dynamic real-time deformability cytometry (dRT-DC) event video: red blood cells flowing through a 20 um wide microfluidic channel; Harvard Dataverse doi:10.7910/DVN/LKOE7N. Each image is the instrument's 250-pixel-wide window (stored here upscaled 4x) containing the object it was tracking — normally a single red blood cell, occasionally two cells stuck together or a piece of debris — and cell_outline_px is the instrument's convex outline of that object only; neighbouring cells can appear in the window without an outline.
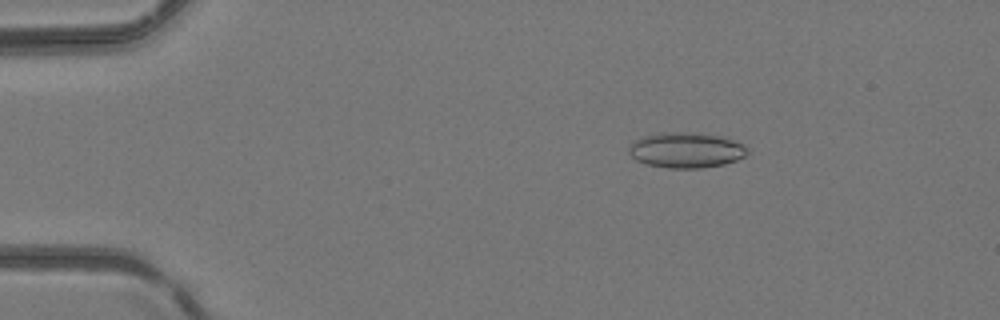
{"species": "common noctule bat (a hibernating species)", "species_latin": "Nyctalus noctula", "temperature_condition": "room temperature", "stored_images_in_passage": 48, "camera_frame_rate_fps": 3000, "um_per_image_px": 0.085, "animal": {"sex": "female", "body_mass_g": 24.6, "forearm_length_mm": 56.2}, "frame": {"image": 1, "passage_image": 9, "time_ms": 2.667, "image_size_px": [1000, 320], "cell_outline_px": [[748, 152], [744, 156], [736, 160], [724, 164], [700, 168], [668, 168], [648, 164], [636, 160], [628, 152], [628, 144], [644, 136], [664, 132], [680, 132], [720, 136], [744, 144], [748, 148]], "centroid_in_image_um": [58.3, 12.77], "position_along_channel_um": 26.7, "area_um2": 24.28}}
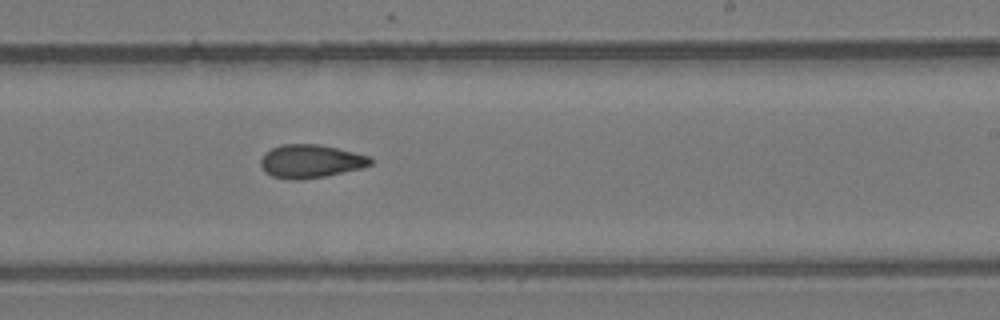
{"frame": {"image": 2, "passage_image": 30, "time_ms": 9.667, "image_size_px": [1000, 320], "cell_outline_px": [[372, 164], [360, 168], [324, 176], [296, 180], [292, 180], [272, 176], [264, 172], [260, 164], [260, 160], [264, 152], [280, 144], [320, 144], [372, 156]], "centroid_in_image_um": [26.38, 13.69], "position_along_channel_um": 262.6, "area_um2": 21.39}}
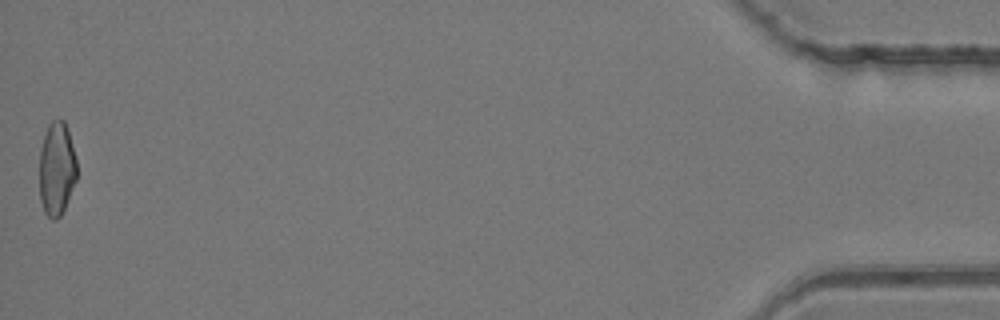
{"frame": {"image": 3, "passage_image": 48, "time_ms": 15.667, "image_size_px": [1000, 320], "cell_outline_px": [[76, 180], [64, 208], [60, 216], [56, 220], [52, 220], [44, 212], [40, 200], [40, 148], [48, 124], [52, 120], [64, 120], [68, 128], [76, 160]], "centroid_in_image_um": [4.81, 14.34], "position_along_channel_um": 430.4, "area_um2": 20.35}}